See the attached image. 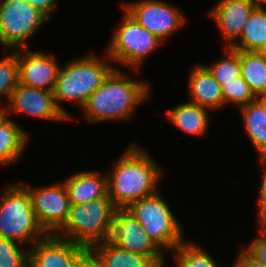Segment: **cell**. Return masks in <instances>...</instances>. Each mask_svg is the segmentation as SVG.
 Listing matches in <instances>:
<instances>
[{
    "label": "cell",
    "mask_w": 266,
    "mask_h": 267,
    "mask_svg": "<svg viewBox=\"0 0 266 267\" xmlns=\"http://www.w3.org/2000/svg\"><path fill=\"white\" fill-rule=\"evenodd\" d=\"M184 240L174 251L175 267H219L214 257L197 243Z\"/></svg>",
    "instance_id": "24"
},
{
    "label": "cell",
    "mask_w": 266,
    "mask_h": 267,
    "mask_svg": "<svg viewBox=\"0 0 266 267\" xmlns=\"http://www.w3.org/2000/svg\"><path fill=\"white\" fill-rule=\"evenodd\" d=\"M189 77L190 102L209 110H219L224 106L221 85L205 65H195Z\"/></svg>",
    "instance_id": "16"
},
{
    "label": "cell",
    "mask_w": 266,
    "mask_h": 267,
    "mask_svg": "<svg viewBox=\"0 0 266 267\" xmlns=\"http://www.w3.org/2000/svg\"><path fill=\"white\" fill-rule=\"evenodd\" d=\"M66 186L70 205L85 204L107 195V177L98 171H80L68 177Z\"/></svg>",
    "instance_id": "17"
},
{
    "label": "cell",
    "mask_w": 266,
    "mask_h": 267,
    "mask_svg": "<svg viewBox=\"0 0 266 267\" xmlns=\"http://www.w3.org/2000/svg\"><path fill=\"white\" fill-rule=\"evenodd\" d=\"M117 209L108 195L70 205L68 217L55 235L86 248L105 242L110 239Z\"/></svg>",
    "instance_id": "4"
},
{
    "label": "cell",
    "mask_w": 266,
    "mask_h": 267,
    "mask_svg": "<svg viewBox=\"0 0 266 267\" xmlns=\"http://www.w3.org/2000/svg\"><path fill=\"white\" fill-rule=\"evenodd\" d=\"M112 66L93 53L68 61L66 65L60 67L53 90L57 107L70 119L71 116L61 106L60 101H73L81 109L90 95L116 68Z\"/></svg>",
    "instance_id": "3"
},
{
    "label": "cell",
    "mask_w": 266,
    "mask_h": 267,
    "mask_svg": "<svg viewBox=\"0 0 266 267\" xmlns=\"http://www.w3.org/2000/svg\"><path fill=\"white\" fill-rule=\"evenodd\" d=\"M257 6L256 0H218L209 10V17L216 22L226 42L225 48L240 37L243 27Z\"/></svg>",
    "instance_id": "15"
},
{
    "label": "cell",
    "mask_w": 266,
    "mask_h": 267,
    "mask_svg": "<svg viewBox=\"0 0 266 267\" xmlns=\"http://www.w3.org/2000/svg\"><path fill=\"white\" fill-rule=\"evenodd\" d=\"M221 91L224 106L232 103L241 108L257 99L242 77L226 82L221 86Z\"/></svg>",
    "instance_id": "27"
},
{
    "label": "cell",
    "mask_w": 266,
    "mask_h": 267,
    "mask_svg": "<svg viewBox=\"0 0 266 267\" xmlns=\"http://www.w3.org/2000/svg\"><path fill=\"white\" fill-rule=\"evenodd\" d=\"M75 267H103V265L97 255L90 248H86L78 256Z\"/></svg>",
    "instance_id": "31"
},
{
    "label": "cell",
    "mask_w": 266,
    "mask_h": 267,
    "mask_svg": "<svg viewBox=\"0 0 266 267\" xmlns=\"http://www.w3.org/2000/svg\"><path fill=\"white\" fill-rule=\"evenodd\" d=\"M103 267H159L148 255L120 248L107 240L90 247Z\"/></svg>",
    "instance_id": "19"
},
{
    "label": "cell",
    "mask_w": 266,
    "mask_h": 267,
    "mask_svg": "<svg viewBox=\"0 0 266 267\" xmlns=\"http://www.w3.org/2000/svg\"><path fill=\"white\" fill-rule=\"evenodd\" d=\"M224 49V52H227L224 57L206 66L221 86L241 77L240 50H233L229 47Z\"/></svg>",
    "instance_id": "25"
},
{
    "label": "cell",
    "mask_w": 266,
    "mask_h": 267,
    "mask_svg": "<svg viewBox=\"0 0 266 267\" xmlns=\"http://www.w3.org/2000/svg\"><path fill=\"white\" fill-rule=\"evenodd\" d=\"M241 77L254 95L266 93V52L240 51Z\"/></svg>",
    "instance_id": "23"
},
{
    "label": "cell",
    "mask_w": 266,
    "mask_h": 267,
    "mask_svg": "<svg viewBox=\"0 0 266 267\" xmlns=\"http://www.w3.org/2000/svg\"><path fill=\"white\" fill-rule=\"evenodd\" d=\"M259 161L264 166L262 182L260 184V190L258 194V210H259V224L266 223V155H260Z\"/></svg>",
    "instance_id": "30"
},
{
    "label": "cell",
    "mask_w": 266,
    "mask_h": 267,
    "mask_svg": "<svg viewBox=\"0 0 266 267\" xmlns=\"http://www.w3.org/2000/svg\"><path fill=\"white\" fill-rule=\"evenodd\" d=\"M109 240L127 251L148 255L159 267H166L164 251L127 209L116 210Z\"/></svg>",
    "instance_id": "11"
},
{
    "label": "cell",
    "mask_w": 266,
    "mask_h": 267,
    "mask_svg": "<svg viewBox=\"0 0 266 267\" xmlns=\"http://www.w3.org/2000/svg\"><path fill=\"white\" fill-rule=\"evenodd\" d=\"M159 192L133 202L127 210L163 251L173 252L184 241L183 225Z\"/></svg>",
    "instance_id": "6"
},
{
    "label": "cell",
    "mask_w": 266,
    "mask_h": 267,
    "mask_svg": "<svg viewBox=\"0 0 266 267\" xmlns=\"http://www.w3.org/2000/svg\"><path fill=\"white\" fill-rule=\"evenodd\" d=\"M4 103H0V106ZM9 118L8 104L5 102L3 107H0V123H3Z\"/></svg>",
    "instance_id": "34"
},
{
    "label": "cell",
    "mask_w": 266,
    "mask_h": 267,
    "mask_svg": "<svg viewBox=\"0 0 266 267\" xmlns=\"http://www.w3.org/2000/svg\"><path fill=\"white\" fill-rule=\"evenodd\" d=\"M259 99L262 101V103L265 105L266 107V93L262 94Z\"/></svg>",
    "instance_id": "36"
},
{
    "label": "cell",
    "mask_w": 266,
    "mask_h": 267,
    "mask_svg": "<svg viewBox=\"0 0 266 267\" xmlns=\"http://www.w3.org/2000/svg\"><path fill=\"white\" fill-rule=\"evenodd\" d=\"M118 25L105 50L106 58L139 71L146 58L157 50L163 41L142 27L126 11L121 24Z\"/></svg>",
    "instance_id": "7"
},
{
    "label": "cell",
    "mask_w": 266,
    "mask_h": 267,
    "mask_svg": "<svg viewBox=\"0 0 266 267\" xmlns=\"http://www.w3.org/2000/svg\"><path fill=\"white\" fill-rule=\"evenodd\" d=\"M9 117L13 112L38 119L64 121L69 118L57 107L52 91L18 84L7 102Z\"/></svg>",
    "instance_id": "12"
},
{
    "label": "cell",
    "mask_w": 266,
    "mask_h": 267,
    "mask_svg": "<svg viewBox=\"0 0 266 267\" xmlns=\"http://www.w3.org/2000/svg\"><path fill=\"white\" fill-rule=\"evenodd\" d=\"M123 6L124 11L163 42L184 27L187 21L181 10L164 0H137Z\"/></svg>",
    "instance_id": "9"
},
{
    "label": "cell",
    "mask_w": 266,
    "mask_h": 267,
    "mask_svg": "<svg viewBox=\"0 0 266 267\" xmlns=\"http://www.w3.org/2000/svg\"><path fill=\"white\" fill-rule=\"evenodd\" d=\"M16 57L20 84L53 92L60 69L54 55L20 48L16 49Z\"/></svg>",
    "instance_id": "13"
},
{
    "label": "cell",
    "mask_w": 266,
    "mask_h": 267,
    "mask_svg": "<svg viewBox=\"0 0 266 267\" xmlns=\"http://www.w3.org/2000/svg\"><path fill=\"white\" fill-rule=\"evenodd\" d=\"M233 267H266V265L256 260L244 248H241Z\"/></svg>",
    "instance_id": "32"
},
{
    "label": "cell",
    "mask_w": 266,
    "mask_h": 267,
    "mask_svg": "<svg viewBox=\"0 0 266 267\" xmlns=\"http://www.w3.org/2000/svg\"><path fill=\"white\" fill-rule=\"evenodd\" d=\"M233 50L266 52V9L256 7L240 37L229 47Z\"/></svg>",
    "instance_id": "22"
},
{
    "label": "cell",
    "mask_w": 266,
    "mask_h": 267,
    "mask_svg": "<svg viewBox=\"0 0 266 267\" xmlns=\"http://www.w3.org/2000/svg\"><path fill=\"white\" fill-rule=\"evenodd\" d=\"M48 20L26 0H0V45L5 50L28 48L29 38Z\"/></svg>",
    "instance_id": "8"
},
{
    "label": "cell",
    "mask_w": 266,
    "mask_h": 267,
    "mask_svg": "<svg viewBox=\"0 0 266 267\" xmlns=\"http://www.w3.org/2000/svg\"><path fill=\"white\" fill-rule=\"evenodd\" d=\"M18 182L8 183L0 197V238L29 247L47 233L36 219L27 188Z\"/></svg>",
    "instance_id": "5"
},
{
    "label": "cell",
    "mask_w": 266,
    "mask_h": 267,
    "mask_svg": "<svg viewBox=\"0 0 266 267\" xmlns=\"http://www.w3.org/2000/svg\"><path fill=\"white\" fill-rule=\"evenodd\" d=\"M150 87L148 82L134 80L129 73L115 68L90 95L81 111L92 123L130 120L135 108L149 99Z\"/></svg>",
    "instance_id": "2"
},
{
    "label": "cell",
    "mask_w": 266,
    "mask_h": 267,
    "mask_svg": "<svg viewBox=\"0 0 266 267\" xmlns=\"http://www.w3.org/2000/svg\"><path fill=\"white\" fill-rule=\"evenodd\" d=\"M85 249L68 239L47 234L29 247L28 267H75Z\"/></svg>",
    "instance_id": "14"
},
{
    "label": "cell",
    "mask_w": 266,
    "mask_h": 267,
    "mask_svg": "<svg viewBox=\"0 0 266 267\" xmlns=\"http://www.w3.org/2000/svg\"><path fill=\"white\" fill-rule=\"evenodd\" d=\"M242 125L250 139L257 156L266 155V107L257 98L240 108Z\"/></svg>",
    "instance_id": "20"
},
{
    "label": "cell",
    "mask_w": 266,
    "mask_h": 267,
    "mask_svg": "<svg viewBox=\"0 0 266 267\" xmlns=\"http://www.w3.org/2000/svg\"><path fill=\"white\" fill-rule=\"evenodd\" d=\"M118 158L106 175L107 195L118 209L158 191L164 173L149 153L133 143Z\"/></svg>",
    "instance_id": "1"
},
{
    "label": "cell",
    "mask_w": 266,
    "mask_h": 267,
    "mask_svg": "<svg viewBox=\"0 0 266 267\" xmlns=\"http://www.w3.org/2000/svg\"><path fill=\"white\" fill-rule=\"evenodd\" d=\"M260 233L258 237L254 239L243 248L256 260L266 265V223L260 224Z\"/></svg>",
    "instance_id": "29"
},
{
    "label": "cell",
    "mask_w": 266,
    "mask_h": 267,
    "mask_svg": "<svg viewBox=\"0 0 266 267\" xmlns=\"http://www.w3.org/2000/svg\"><path fill=\"white\" fill-rule=\"evenodd\" d=\"M10 52L0 60V99L6 97L8 102L11 92L19 84V65L16 57V50H6Z\"/></svg>",
    "instance_id": "26"
},
{
    "label": "cell",
    "mask_w": 266,
    "mask_h": 267,
    "mask_svg": "<svg viewBox=\"0 0 266 267\" xmlns=\"http://www.w3.org/2000/svg\"><path fill=\"white\" fill-rule=\"evenodd\" d=\"M211 110L193 102H185L174 106L166 112L167 119L180 131L195 136H204L209 129Z\"/></svg>",
    "instance_id": "18"
},
{
    "label": "cell",
    "mask_w": 266,
    "mask_h": 267,
    "mask_svg": "<svg viewBox=\"0 0 266 267\" xmlns=\"http://www.w3.org/2000/svg\"><path fill=\"white\" fill-rule=\"evenodd\" d=\"M29 135L10 117L0 123V166L19 160L28 146Z\"/></svg>",
    "instance_id": "21"
},
{
    "label": "cell",
    "mask_w": 266,
    "mask_h": 267,
    "mask_svg": "<svg viewBox=\"0 0 266 267\" xmlns=\"http://www.w3.org/2000/svg\"><path fill=\"white\" fill-rule=\"evenodd\" d=\"M16 241L0 238V267H28L29 247L22 251Z\"/></svg>",
    "instance_id": "28"
},
{
    "label": "cell",
    "mask_w": 266,
    "mask_h": 267,
    "mask_svg": "<svg viewBox=\"0 0 266 267\" xmlns=\"http://www.w3.org/2000/svg\"><path fill=\"white\" fill-rule=\"evenodd\" d=\"M28 190L36 219L47 234H55L66 221L70 201L63 182L42 187H31L20 181Z\"/></svg>",
    "instance_id": "10"
},
{
    "label": "cell",
    "mask_w": 266,
    "mask_h": 267,
    "mask_svg": "<svg viewBox=\"0 0 266 267\" xmlns=\"http://www.w3.org/2000/svg\"><path fill=\"white\" fill-rule=\"evenodd\" d=\"M258 7L266 9V0H256Z\"/></svg>",
    "instance_id": "35"
},
{
    "label": "cell",
    "mask_w": 266,
    "mask_h": 267,
    "mask_svg": "<svg viewBox=\"0 0 266 267\" xmlns=\"http://www.w3.org/2000/svg\"><path fill=\"white\" fill-rule=\"evenodd\" d=\"M35 9H38L48 19L54 13V9L57 6L58 0H26Z\"/></svg>",
    "instance_id": "33"
}]
</instances>
